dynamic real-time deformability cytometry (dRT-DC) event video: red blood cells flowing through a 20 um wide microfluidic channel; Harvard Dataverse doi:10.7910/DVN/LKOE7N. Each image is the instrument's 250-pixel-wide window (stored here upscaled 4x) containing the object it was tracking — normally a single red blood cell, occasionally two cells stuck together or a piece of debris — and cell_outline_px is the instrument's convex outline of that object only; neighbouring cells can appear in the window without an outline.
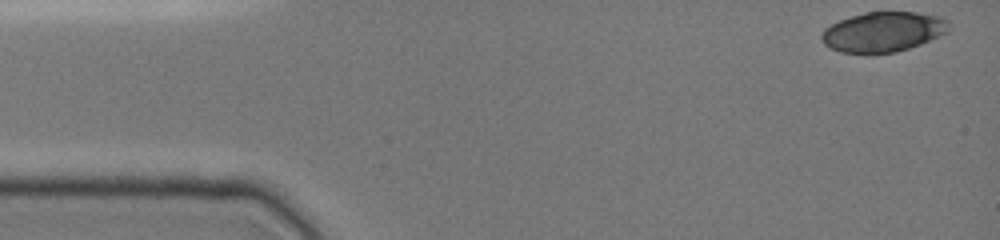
{"species": "common noctule bat (a hibernating species)", "species_latin": "Nyctalus noctula", "temperature_condition": "cold", "stored_images_in_passage": 41, "camera_frame_rate_fps": 3000, "um_per_image_px": 0.085, "animal": {"sex": "female", "body_mass_g": 19.0, "forearm_length_mm": 51.5}, "frame": {"image": 1, "passage_image": 1, "time_ms": 0.0, "image_size_px": [1000, 240], "cell_outline_px": [[952, 28], [948, 32], [940, 36], [920, 44], [896, 52], [840, 52], [824, 44], [820, 36], [824, 28], [840, 20], [864, 12], [916, 12], [944, 16], [952, 24]], "centroid_in_image_um": [75.14, 2.68], "position_along_channel_um": 9.9, "area_um2": 29.71}}
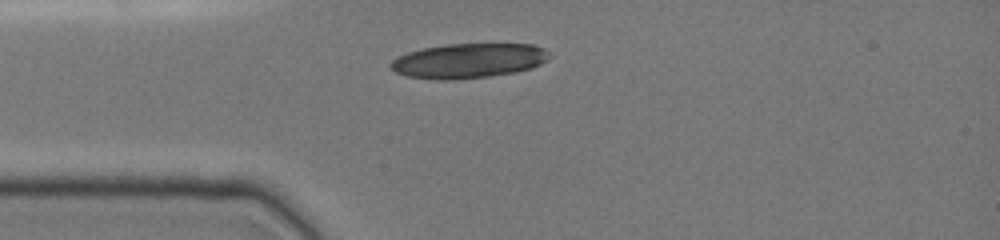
{"frame": {"image": 2, "passage_image": 11, "time_ms": 3.333, "image_size_px": [1000, 240], "cell_outline_px": [[552, 56], [548, 60], [532, 68], [516, 72], [488, 76], [452, 80], [436, 80], [408, 76], [396, 72], [388, 64], [396, 56], [408, 52], [424, 48], [448, 44], [532, 44], [544, 48]], "centroid_in_image_um": [39.84, 5.16], "position_along_channel_um": 45.2, "area_um2": 32.19}}